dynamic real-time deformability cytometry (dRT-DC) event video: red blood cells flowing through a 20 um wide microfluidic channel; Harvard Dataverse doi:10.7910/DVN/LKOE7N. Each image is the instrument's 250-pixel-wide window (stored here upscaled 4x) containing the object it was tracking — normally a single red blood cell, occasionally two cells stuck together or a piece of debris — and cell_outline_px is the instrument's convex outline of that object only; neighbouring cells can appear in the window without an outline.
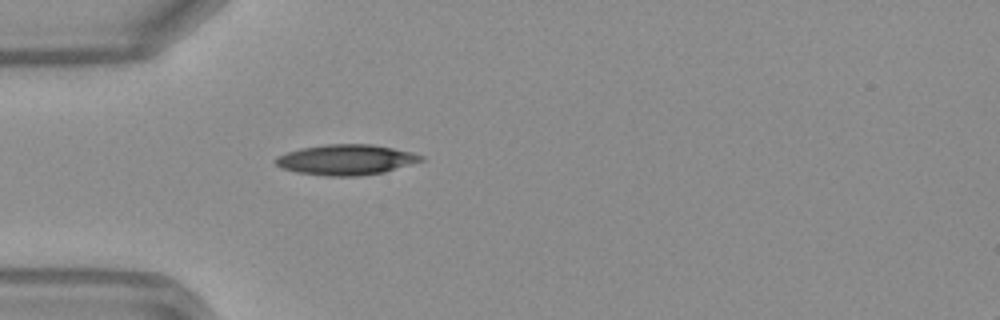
{"species": "Egyptian fruit bat (a non-hibernating species)", "species_latin": "Rousettus aegyptiacus", "temperature_condition": "warm", "stored_images_in_passage": 35, "camera_frame_rate_fps": 3000, "um_per_image_px": 0.085, "frame": {"image": 1, "passage_image": 1, "time_ms": 0.0, "image_size_px": [1000, 320], "cell_outline_px": [[424, 160], [384, 172], [356, 176], [328, 176], [296, 172], [280, 168], [272, 160], [276, 156], [300, 148], [324, 144], [372, 144], [412, 152], [424, 156]], "centroid_in_image_um": [29.37, 13.57], "position_along_channel_um": 55.6, "area_um2": 25.84}}
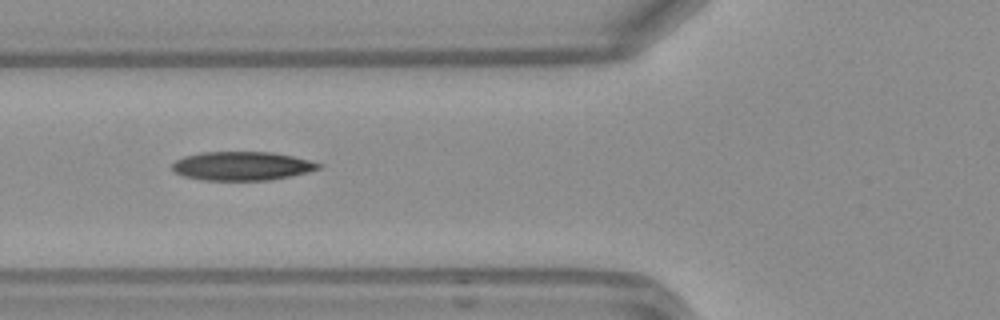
{"frame": {"image": 2, "passage_image": 5, "time_ms": 1.333, "image_size_px": [1000, 320], "cell_outline_px": [[324, 164], [320, 168], [308, 172], [268, 180], [204, 180], [184, 176], [176, 172], [172, 168], [172, 164], [176, 160], [184, 156], [200, 152], [272, 152], [292, 156]], "centroid_in_image_um": [20.57, 14.1], "position_along_channel_um": 105.2, "area_um2": 24.39}}
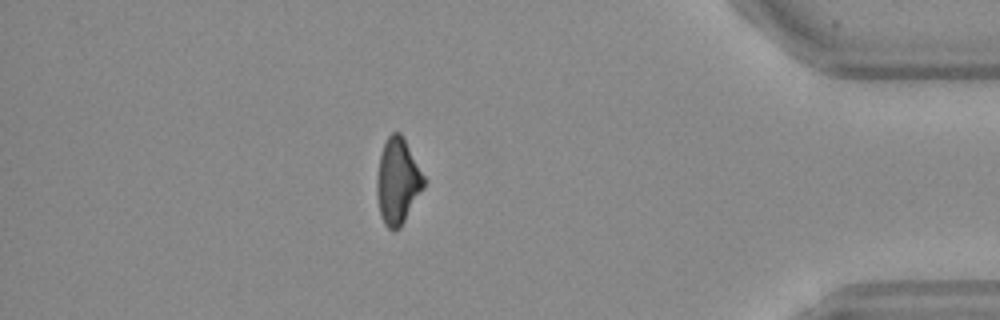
{"frame": {"image": 3, "passage_image": 29, "time_ms": 9.333, "image_size_px": [1000, 320], "cell_outline_px": [[424, 188], [400, 228], [392, 232], [384, 224], [380, 216], [376, 196], [376, 180], [380, 156], [384, 144], [388, 136], [392, 132], [400, 132], [424, 176]], "centroid_in_image_um": [33.78, 15.46], "position_along_channel_um": 401.4, "area_um2": 23.41}, "authors_computed_cell_mechanics": {"area_um2": 24.4494, "velocity_mm_per_s": 4.182, "shape_relaxation_time_tau1_ms": null, "shape_relaxation_time_tau2_ms": 7.0214, "deformation_change_tau1": null, "deformation_change_tau2": 0.1853}}